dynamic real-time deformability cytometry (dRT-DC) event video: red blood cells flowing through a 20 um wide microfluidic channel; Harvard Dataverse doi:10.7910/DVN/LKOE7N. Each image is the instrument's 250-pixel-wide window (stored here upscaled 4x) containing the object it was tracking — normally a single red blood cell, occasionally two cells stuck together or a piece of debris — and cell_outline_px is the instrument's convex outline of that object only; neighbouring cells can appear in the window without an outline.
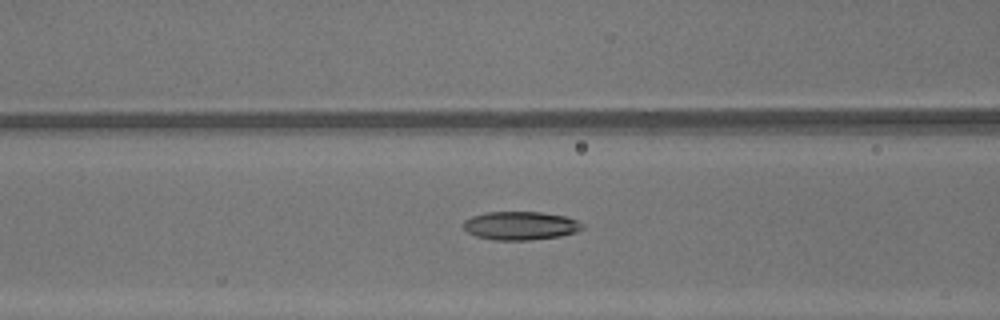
{"species": "common noctule bat (a hibernating species)", "species_latin": "Nyctalus noctula", "temperature_condition": "warm", "stored_images_in_passage": 48, "camera_frame_rate_fps": 3000, "um_per_image_px": 0.085, "animal": {"sex": "male", "body_mass_g": 13.3}, "frame": {"image": 1, "passage_image": 20, "time_ms": 6.333, "image_size_px": [1000, 320], "cell_outline_px": [[584, 228], [576, 232], [560, 236], [532, 240], [496, 240], [476, 236], [468, 232], [464, 228], [464, 220], [472, 216], [484, 212], [540, 212], [564, 216], [576, 220], [584, 224]], "centroid_in_image_um": [44.25, 19.18], "position_along_channel_um": 122.4, "area_um2": 19.71}}
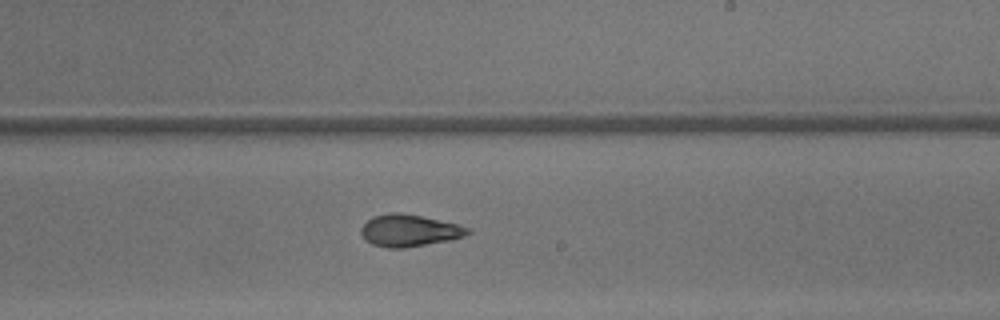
{"frame": {"image": 2, "passage_image": 29, "time_ms": 9.333, "image_size_px": [1000, 320], "cell_outline_px": [[472, 232], [464, 236], [452, 240], [404, 248], [388, 248], [372, 244], [364, 240], [360, 232], [360, 228], [372, 216], [388, 212], [400, 212], [424, 216], [456, 224], [468, 228]], "centroid_in_image_um": [34.76, 19.59], "position_along_channel_um": 254.2, "area_um2": 20.11}}
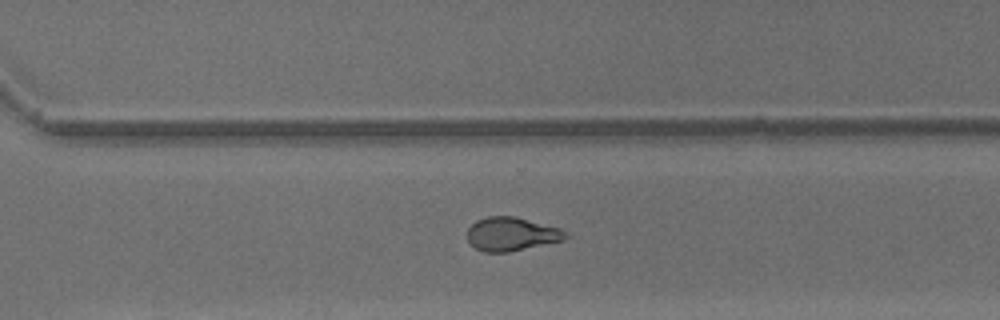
{"frame": {"image": 3, "passage_image": 34, "time_ms": 11.0, "image_size_px": [1000, 320], "cell_outline_px": [[572, 236], [564, 240], [508, 252], [484, 252], [476, 248], [468, 240], [468, 228], [476, 220], [488, 216], [516, 216], [560, 228]], "centroid_in_image_um": [43.51, 19.88], "position_along_channel_um": 327.1, "area_um2": 19.31}, "authors_computed_cell_mechanics": {"area_um2": 20.23, "velocity_mm_per_s": 4.4004, "shape_relaxation_time_tau1_ms": 6.3803, "shape_relaxation_time_tau2_ms": 2.3412, "deformation_change_tau1": 0.2218, "deformation_change_tau2": 0.0973}}